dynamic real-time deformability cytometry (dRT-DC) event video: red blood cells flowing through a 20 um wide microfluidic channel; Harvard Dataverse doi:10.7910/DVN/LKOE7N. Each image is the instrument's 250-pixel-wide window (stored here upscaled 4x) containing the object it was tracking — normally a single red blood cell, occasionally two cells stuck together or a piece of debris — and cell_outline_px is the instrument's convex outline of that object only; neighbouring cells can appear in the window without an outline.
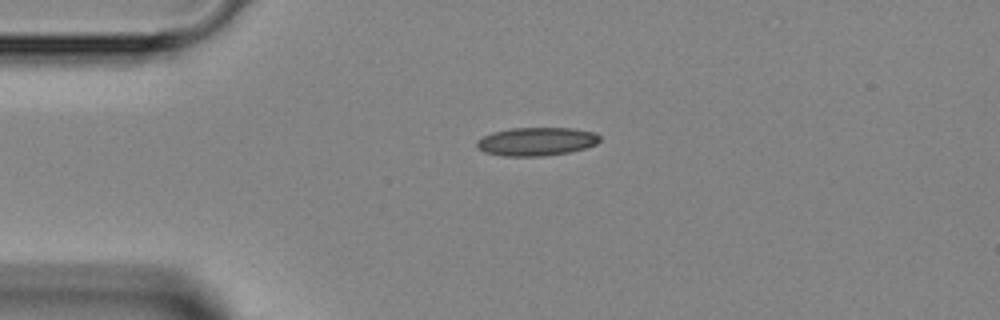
{"species": "Egyptian fruit bat (a non-hibernating species)", "species_latin": "Rousettus aegyptiacus", "temperature_condition": "room temperature", "stored_images_in_passage": 2, "segment_of_instrument_passage": [1, 2], "camera_frame_rate_fps": 3000, "um_per_image_px": 0.085, "animal": {"sex": "female"}, "frame": {"image": 1, "passage_image": 1, "time_ms": 0.0, "image_size_px": [1000, 320], "cell_outline_px": [[600, 140], [596, 144], [584, 148], [568, 152], [544, 156], [504, 156], [484, 152], [476, 148], [476, 140], [492, 132], [512, 128], [572, 128], [596, 132], [600, 136]], "centroid_in_image_um": [45.58, 12.02], "position_along_channel_um": 39.4, "area_um2": 20.4}}